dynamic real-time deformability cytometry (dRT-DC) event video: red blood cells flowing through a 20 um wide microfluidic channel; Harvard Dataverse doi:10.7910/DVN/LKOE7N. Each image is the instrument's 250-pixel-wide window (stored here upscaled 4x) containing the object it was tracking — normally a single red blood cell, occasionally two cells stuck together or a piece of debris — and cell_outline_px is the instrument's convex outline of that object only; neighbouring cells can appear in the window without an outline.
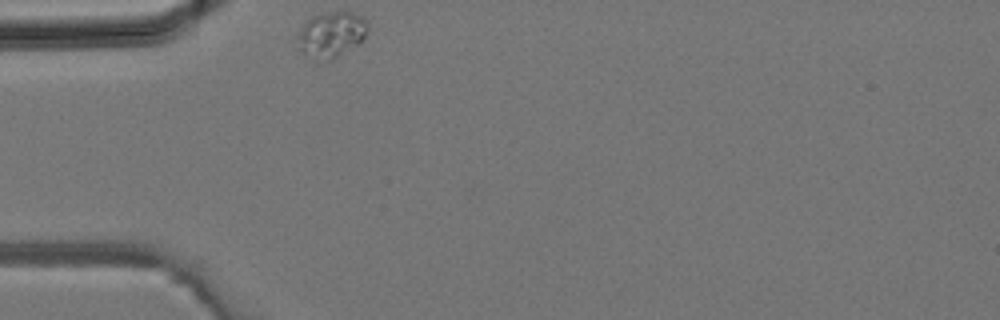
{"species": "common noctule bat (a hibernating species)", "species_latin": "Nyctalus noctula", "temperature_condition": "room temperature", "stored_images_in_passage": 7, "camera_frame_rate_fps": 3000, "um_per_image_px": 0.085, "animal": {"sex": "male", "body_mass_g": 19.2, "forearm_length_mm": 51.8}, "frame": {"image": 1, "passage_image": 1, "time_ms": 0.0, "image_size_px": [1000, 320], "cell_outline_px": [[368, 32], [364, 40], [340, 56], [316, 64], [300, 52], [296, 48], [296, 36], [304, 24], [312, 16], [332, 12], [352, 12], [368, 20]], "centroid_in_image_um": [28.13, 3.0], "position_along_channel_um": 56.9, "area_um2": 19.42}}